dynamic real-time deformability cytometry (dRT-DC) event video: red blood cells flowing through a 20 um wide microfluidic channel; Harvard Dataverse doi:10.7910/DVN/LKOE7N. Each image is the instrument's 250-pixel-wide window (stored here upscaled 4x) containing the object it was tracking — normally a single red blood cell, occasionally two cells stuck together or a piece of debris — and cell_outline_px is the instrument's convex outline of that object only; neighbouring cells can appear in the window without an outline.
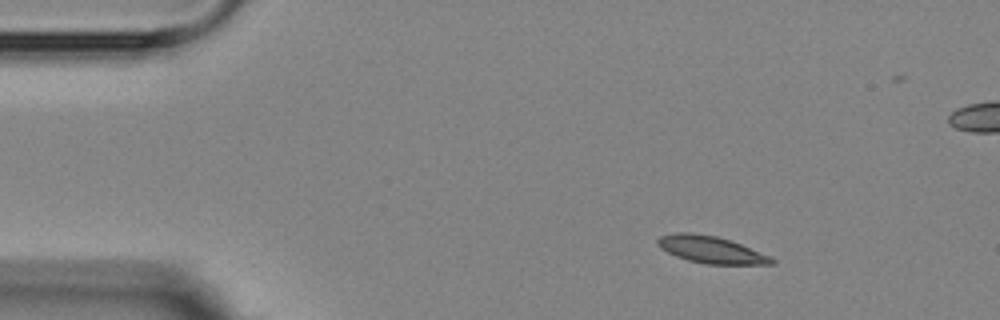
{"species": "Egyptian fruit bat (a non-hibernating species)", "species_latin": "Rousettus aegyptiacus", "temperature_condition": "room temperature", "stored_images_in_passage": 4, "camera_frame_rate_fps": 3000, "um_per_image_px": 0.085, "animal": {"sex": "female"}, "frame": {"image": 1, "passage_image": 1, "time_ms": 0.0, "image_size_px": [1000, 320], "cell_outline_px": [[776, 260], [772, 264], [704, 264], [688, 260], [676, 256], [660, 248], [656, 244], [656, 240], [660, 236], [672, 232], [692, 232], [716, 236], [740, 244], [768, 256]], "centroid_in_image_um": [60.34, 21.21], "position_along_channel_um": 24.7, "area_um2": 17.8}}